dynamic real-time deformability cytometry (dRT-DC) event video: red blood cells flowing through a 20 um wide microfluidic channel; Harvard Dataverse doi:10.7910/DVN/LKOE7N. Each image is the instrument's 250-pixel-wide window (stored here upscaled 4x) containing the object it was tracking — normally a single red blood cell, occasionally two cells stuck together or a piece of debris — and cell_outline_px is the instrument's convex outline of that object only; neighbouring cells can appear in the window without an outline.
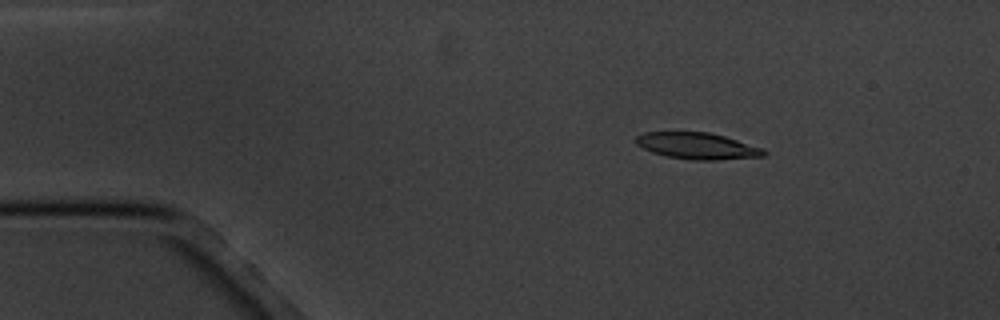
{"species": "common noctule bat (a hibernating species)", "species_latin": "Nyctalus noctula", "temperature_condition": "cold", "stored_images_in_passage": 5, "camera_frame_rate_fps": 3000, "um_per_image_px": 0.085, "animal": {"sex": "male", "body_mass_g": 20.1, "forearm_length_mm": 53.5}, "frame": {"image": 1, "passage_image": 3, "time_ms": 2.333, "image_size_px": [1000, 320], "cell_outline_px": [[768, 152], [764, 156], [716, 160], [692, 160], [664, 156], [652, 152], [636, 144], [632, 140], [636, 136], [644, 132], [708, 132], [724, 136], [764, 148]], "centroid_in_image_um": [59.25, 12.4], "position_along_channel_um": 25.7, "area_um2": 19.88}}